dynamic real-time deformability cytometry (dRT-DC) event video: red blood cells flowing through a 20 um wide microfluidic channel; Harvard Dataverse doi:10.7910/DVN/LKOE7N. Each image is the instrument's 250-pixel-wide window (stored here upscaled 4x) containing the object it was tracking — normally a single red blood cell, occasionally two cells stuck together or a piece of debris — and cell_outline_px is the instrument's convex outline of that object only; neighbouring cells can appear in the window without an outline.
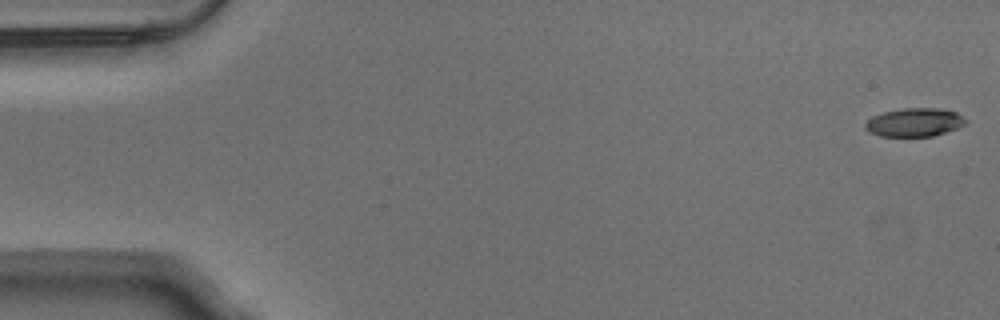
{"species": "Egyptian fruit bat (a non-hibernating species)", "species_latin": "Rousettus aegyptiacus", "temperature_condition": "warm", "stored_images_in_passage": 53, "camera_frame_rate_fps": 3000, "um_per_image_px": 0.085, "animal": {"sex": "male"}, "frame": {"image": 1, "passage_image": 1, "time_ms": 0.0, "image_size_px": [1000, 320], "cell_outline_px": [[968, 120], [964, 124], [956, 128], [932, 136], [880, 136], [868, 132], [864, 128], [864, 124], [872, 116], [884, 112], [900, 108], [936, 108], [956, 112]], "centroid_in_image_um": [77.69, 10.39], "position_along_channel_um": 7.3, "area_um2": 16.59}}
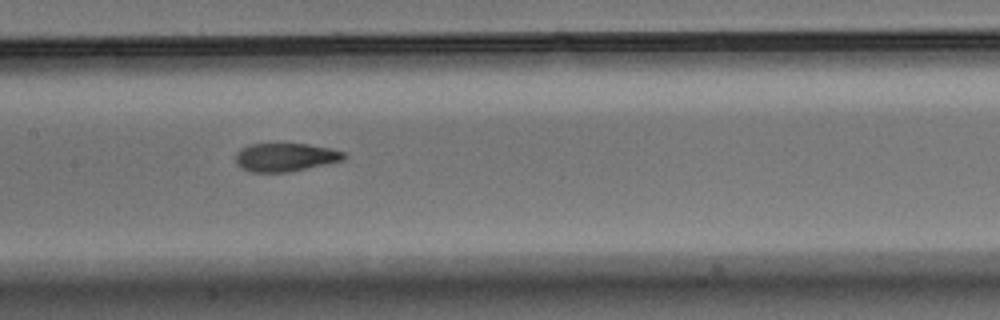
{"frame": {"image": 2, "passage_image": 26, "time_ms": 8.333, "image_size_px": [1000, 320], "cell_outline_px": [[348, 156], [344, 160], [328, 164], [288, 172], [252, 172], [240, 168], [236, 164], [236, 152], [240, 148], [248, 144], [308, 144], [328, 148], [344, 152]], "centroid_in_image_um": [24.24, 13.37], "position_along_channel_um": 183.2, "area_um2": 18.03}}
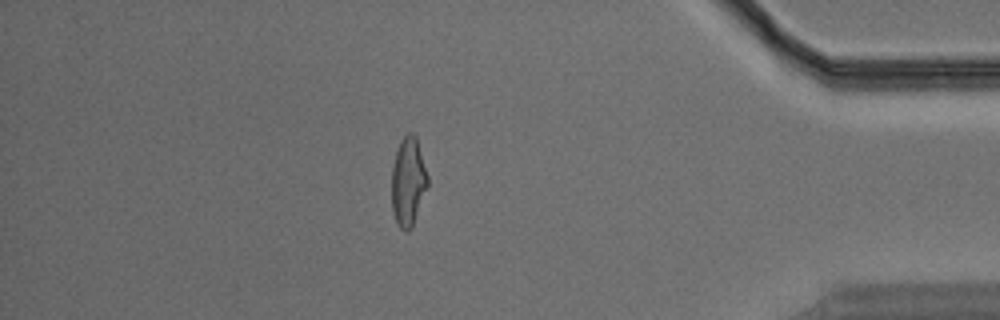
{"frame": {"image": 3, "passage_image": 46, "time_ms": 15.0, "image_size_px": [1000, 320], "cell_outline_px": [[428, 184], [412, 228], [408, 232], [404, 232], [396, 224], [392, 212], [392, 168], [396, 152], [400, 140], [408, 132], [412, 132], [416, 136], [428, 176]], "centroid_in_image_um": [34.68, 15.47], "position_along_channel_um": 400.5, "area_um2": 18.73}, "authors_computed_cell_mechanics": {"area_um2": 18.496, "velocity_mm_per_s": 3.828, "shape_relaxation_time_tau1_ms": 4.2956, "shape_relaxation_time_tau2_ms": 1.4344, "deformation_change_tau1": 0.1913, "deformation_change_tau2": 0.0854}}